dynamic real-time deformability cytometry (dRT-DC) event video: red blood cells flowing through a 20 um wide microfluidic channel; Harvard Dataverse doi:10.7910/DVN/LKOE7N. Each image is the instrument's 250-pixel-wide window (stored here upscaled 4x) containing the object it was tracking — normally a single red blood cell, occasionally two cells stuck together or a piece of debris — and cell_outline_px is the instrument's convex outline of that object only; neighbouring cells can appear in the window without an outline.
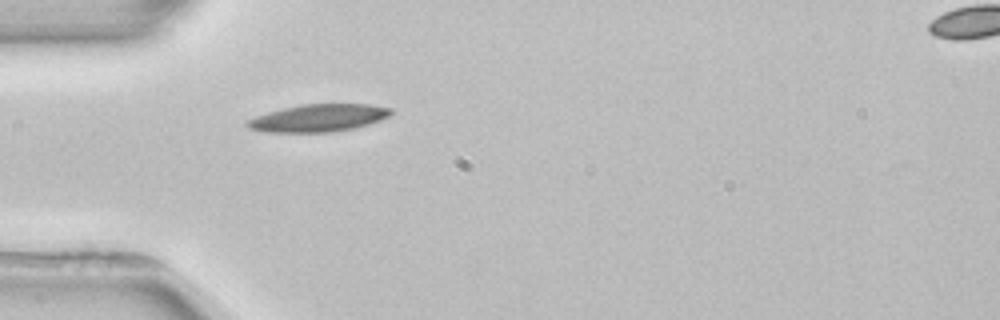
{"species": "common noctule bat (a hibernating species)", "species_latin": "Nyctalus noctula", "temperature_condition": "room temperature", "stored_images_in_passage": 6, "segment_of_instrument_passage": [1, 2], "camera_frame_rate_fps": 3000, "um_per_image_px": 0.085, "animal": {"sex": "female", "body_mass_g": 22.7, "forearm_length_mm": 54.2}, "frame": {"image": 1, "passage_image": 5, "time_ms": 5.0, "image_size_px": [1000, 320], "cell_outline_px": [[392, 112], [388, 116], [380, 120], [368, 124], [352, 128], [332, 132], [264, 132], [248, 128], [244, 124], [248, 120], [256, 116], [268, 112], [300, 104], [372, 104], [392, 108]], "centroid_in_image_um": [27.05, 10.02], "position_along_channel_um": 57.9, "area_um2": 22.95}}